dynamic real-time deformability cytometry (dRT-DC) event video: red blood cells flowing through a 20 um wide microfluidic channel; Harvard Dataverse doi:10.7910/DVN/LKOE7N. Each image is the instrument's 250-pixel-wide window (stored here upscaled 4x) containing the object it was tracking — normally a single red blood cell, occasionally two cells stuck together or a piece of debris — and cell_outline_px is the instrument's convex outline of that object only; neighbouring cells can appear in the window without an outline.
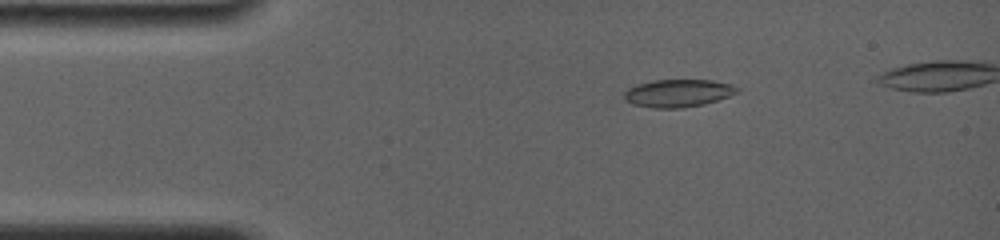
{"species": "common noctule bat (a hibernating species)", "species_latin": "Nyctalus noctula", "temperature_condition": "room temperature", "stored_images_in_passage": 30, "camera_frame_rate_fps": 4000, "um_per_image_px": 0.085, "animal": {"sex": "female", "body_mass_g": 19.0, "forearm_length_mm": 56.7}, "frame": {"image": 1, "passage_image": 3, "time_ms": 1.25, "image_size_px": [1000, 240], "cell_outline_px": [[740, 92], [704, 104], [684, 108], [652, 108], [632, 104], [624, 100], [624, 92], [628, 88], [636, 84], [652, 80], [712, 80], [732, 84], [740, 88]], "centroid_in_image_um": [57.63, 7.92], "position_along_channel_um": 27.4, "area_um2": 18.44}}
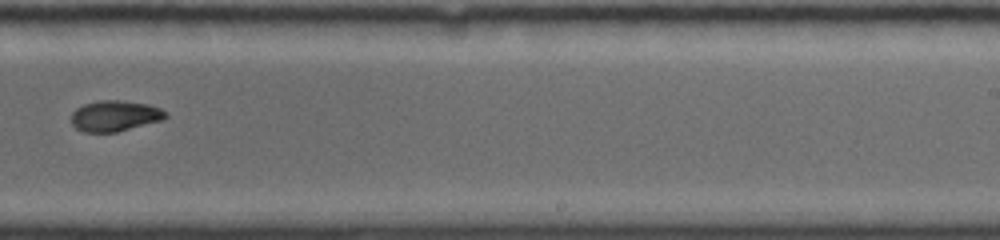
{"frame": {"image": 2, "passage_image": 20, "time_ms": 9.0, "image_size_px": [1000, 240], "cell_outline_px": [[168, 116], [164, 120], [116, 132], [84, 132], [76, 128], [72, 124], [72, 112], [76, 108], [84, 104], [100, 100], [120, 100], [148, 104], [160, 108], [168, 112]], "centroid_in_image_um": [9.8, 9.85], "position_along_channel_um": 279.2, "area_um2": 17.05}}
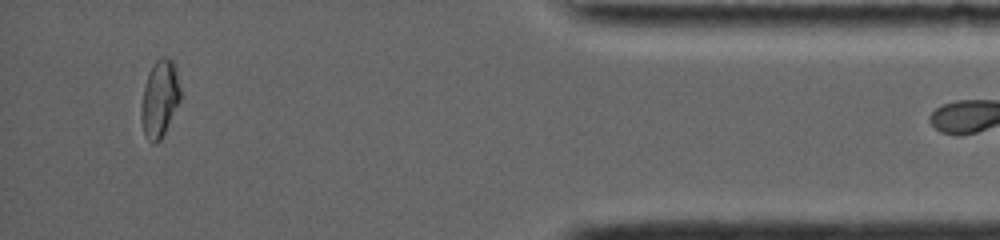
{"frame": {"image": 3, "passage_image": 29, "time_ms": 13.75, "image_size_px": [1000, 240], "cell_outline_px": [[180, 100], [160, 140], [156, 144], [152, 144], [144, 136], [140, 120], [140, 108], [144, 88], [148, 76], [156, 60], [160, 56], [172, 60], [176, 64], [180, 88]], "centroid_in_image_um": [13.56, 8.42], "position_along_channel_um": 421.6, "area_um2": 17.57}, "authors_computed_cell_mechanics": {"area_um2": 17.5423, "velocity_mm_per_s": 3.8697, "shape_relaxation_time_tau1_ms": 7.2207, "shape_relaxation_time_tau2_ms": 1.2762, "deformation_change_tau1": 0.2195, "deformation_change_tau2": 0.0369}}